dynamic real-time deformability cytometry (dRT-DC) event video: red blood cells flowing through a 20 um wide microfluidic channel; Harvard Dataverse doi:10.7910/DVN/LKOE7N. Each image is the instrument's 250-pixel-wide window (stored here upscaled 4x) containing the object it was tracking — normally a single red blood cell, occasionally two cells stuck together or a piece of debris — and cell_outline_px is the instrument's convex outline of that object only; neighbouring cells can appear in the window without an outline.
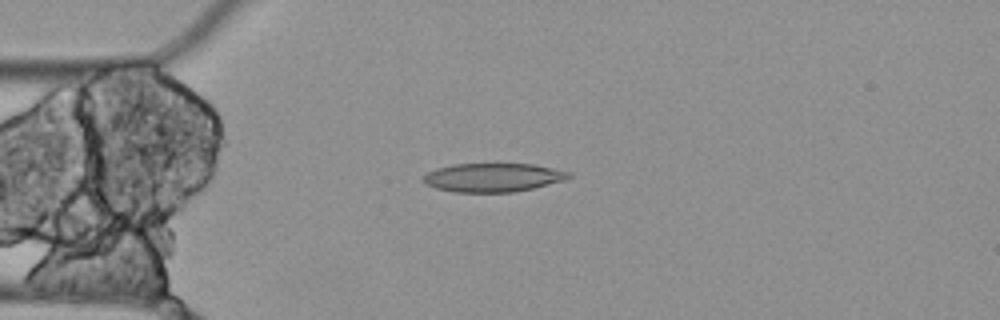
{"species": "Egyptian fruit bat (a non-hibernating species)", "species_latin": "Rousettus aegyptiacus", "temperature_condition": "cold", "stored_images_in_passage": 14, "camera_frame_rate_fps": 3000, "um_per_image_px": 0.085, "animal": {"sex": "female"}, "frame": {"image": 1, "passage_image": 3, "time_ms": 0.667, "image_size_px": [1000, 320], "cell_outline_px": [[572, 176], [564, 180], [532, 188], [512, 192], [456, 192], [436, 188], [424, 184], [420, 176], [436, 168], [452, 164], [532, 164], [572, 172]], "centroid_in_image_um": [41.85, 15.08], "position_along_channel_um": 43.1, "area_um2": 24.33}}
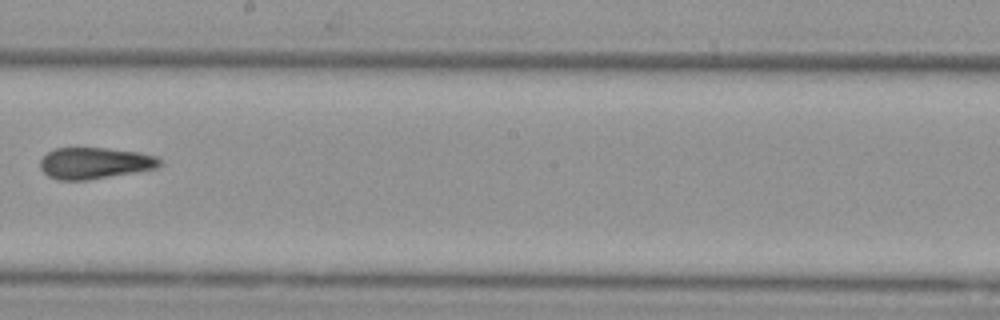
{"frame": {"image": 2, "passage_image": 8, "time_ms": 2.333, "image_size_px": [1000, 320], "cell_outline_px": [[164, 164], [156, 168], [136, 172], [88, 180], [56, 180], [48, 176], [40, 168], [40, 160], [48, 152], [56, 148], [108, 148], [136, 152], [156, 156], [164, 160]], "centroid_in_image_um": [8.08, 13.87], "position_along_channel_um": 240.1, "area_um2": 22.02}}
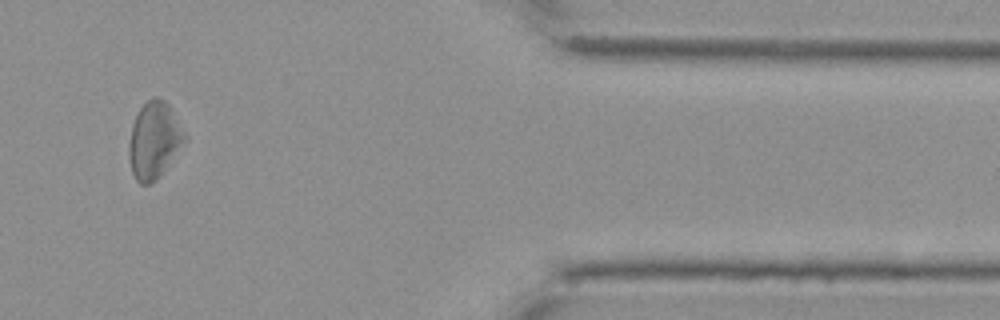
{"frame": {"image": 3, "passage_image": 12, "time_ms": 3.667, "image_size_px": [1000, 320], "cell_outline_px": [[188, 140], [160, 176], [152, 184], [140, 184], [136, 180], [132, 172], [128, 156], [128, 144], [132, 124], [140, 108], [152, 96], [156, 96], [164, 100], [168, 104], [188, 136]], "centroid_in_image_um": [13.12, 11.94], "position_along_channel_um": 398.3, "area_um2": 25.26}}